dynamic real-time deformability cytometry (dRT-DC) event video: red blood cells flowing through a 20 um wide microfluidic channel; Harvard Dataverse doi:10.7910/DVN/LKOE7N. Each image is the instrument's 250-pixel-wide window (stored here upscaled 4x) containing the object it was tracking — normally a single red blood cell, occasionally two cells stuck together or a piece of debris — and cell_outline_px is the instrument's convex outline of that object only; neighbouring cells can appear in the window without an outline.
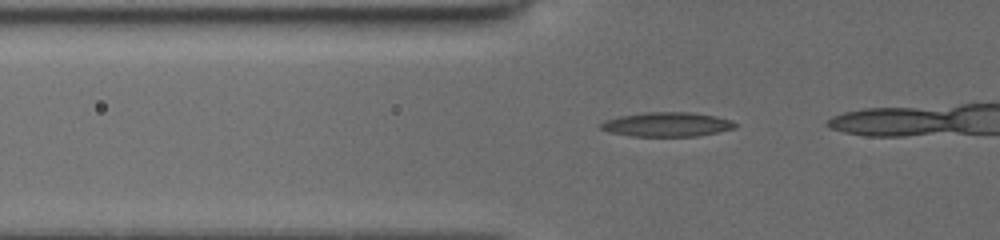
{"species": "common noctule bat (a hibernating species)", "species_latin": "Nyctalus noctula", "temperature_condition": "cold", "stored_images_in_passage": 8, "camera_frame_rate_fps": 3000, "um_per_image_px": 0.085, "animal": {"sex": "female", "body_mass_g": 19.5, "forearm_length_mm": 54.1}, "frame": {"image": 1, "passage_image": 3, "time_ms": 0.667, "image_size_px": [1000, 240], "cell_outline_px": [[736, 128], [696, 136], [632, 136], [608, 132], [600, 128], [600, 124], [604, 120], [620, 116], [644, 112], [688, 112], [716, 116], [732, 120], [736, 124]], "centroid_in_image_um": [56.67, 10.57], "position_along_channel_um": 69.1, "area_um2": 19.02}}
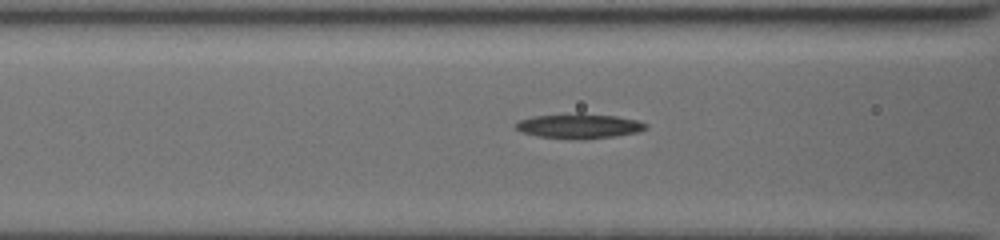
{"frame": {"image": 2, "passage_image": 6, "time_ms": 2.0, "image_size_px": [1000, 240], "cell_outline_px": [[648, 128], [636, 132], [616, 136], [584, 140], [580, 140], [540, 136], [520, 132], [516, 128], [516, 124], [520, 120], [532, 116], [576, 112], [580, 112], [616, 116], [636, 120], [648, 124]], "centroid_in_image_um": [49.23, 10.7], "position_along_channel_um": 117.4, "area_um2": 19.07}}